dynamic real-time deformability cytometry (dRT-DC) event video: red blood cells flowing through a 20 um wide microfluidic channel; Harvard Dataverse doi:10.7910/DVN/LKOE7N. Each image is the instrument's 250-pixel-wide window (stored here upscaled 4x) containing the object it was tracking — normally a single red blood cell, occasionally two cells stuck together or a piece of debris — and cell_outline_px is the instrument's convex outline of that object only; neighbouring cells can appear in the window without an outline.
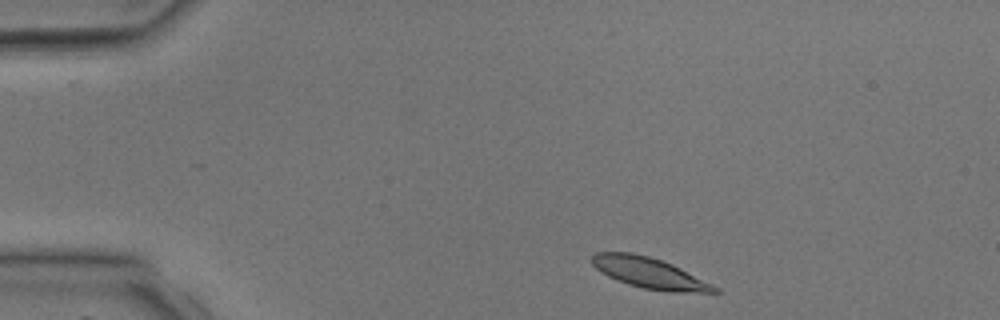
{"species": "common noctule bat (a hibernating species)", "species_latin": "Nyctalus noctula", "temperature_condition": "room temperature", "stored_images_in_passage": 2, "camera_frame_rate_fps": 3000, "um_per_image_px": 0.085, "animal": {"sex": "male", "body_mass_g": 17.9, "forearm_length_mm": 54.2}, "frame": {"image": 1, "passage_image": 1, "time_ms": 0.0, "image_size_px": [1000, 320], "cell_outline_px": [[720, 292], [672, 292], [644, 288], [628, 284], [608, 276], [596, 268], [592, 264], [592, 256], [596, 252], [632, 252], [648, 256], [672, 264], [720, 288]], "centroid_in_image_um": [55.2, 23.2], "position_along_channel_um": 29.8, "area_um2": 21.68}}